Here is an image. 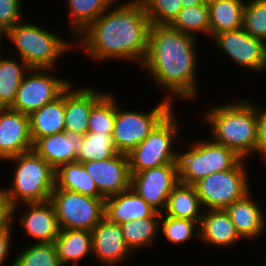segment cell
<instances>
[{
	"label": "cell",
	"mask_w": 266,
	"mask_h": 266,
	"mask_svg": "<svg viewBox=\"0 0 266 266\" xmlns=\"http://www.w3.org/2000/svg\"><path fill=\"white\" fill-rule=\"evenodd\" d=\"M151 26L140 0L116 2L75 38V46L96 62L128 60L141 66Z\"/></svg>",
	"instance_id": "cell-1"
},
{
	"label": "cell",
	"mask_w": 266,
	"mask_h": 266,
	"mask_svg": "<svg viewBox=\"0 0 266 266\" xmlns=\"http://www.w3.org/2000/svg\"><path fill=\"white\" fill-rule=\"evenodd\" d=\"M196 38L171 25L151 26L148 50L141 67L159 89L170 93L165 94V99L172 103L173 97L187 102L196 100L200 92L196 79Z\"/></svg>",
	"instance_id": "cell-2"
},
{
	"label": "cell",
	"mask_w": 266,
	"mask_h": 266,
	"mask_svg": "<svg viewBox=\"0 0 266 266\" xmlns=\"http://www.w3.org/2000/svg\"><path fill=\"white\" fill-rule=\"evenodd\" d=\"M256 105V106H255ZM203 120L210 126L211 139L247 160L256 153L258 114L257 104L237 100L211 106Z\"/></svg>",
	"instance_id": "cell-3"
},
{
	"label": "cell",
	"mask_w": 266,
	"mask_h": 266,
	"mask_svg": "<svg viewBox=\"0 0 266 266\" xmlns=\"http://www.w3.org/2000/svg\"><path fill=\"white\" fill-rule=\"evenodd\" d=\"M5 161L15 163L12 181L8 188L3 187L13 221L23 203L50 200L55 188V170L33 149Z\"/></svg>",
	"instance_id": "cell-4"
},
{
	"label": "cell",
	"mask_w": 266,
	"mask_h": 266,
	"mask_svg": "<svg viewBox=\"0 0 266 266\" xmlns=\"http://www.w3.org/2000/svg\"><path fill=\"white\" fill-rule=\"evenodd\" d=\"M4 36L12 42L18 57L31 68L55 69L59 58L63 59L67 51L76 48L75 42L69 43L55 31L46 30L36 23H17Z\"/></svg>",
	"instance_id": "cell-5"
},
{
	"label": "cell",
	"mask_w": 266,
	"mask_h": 266,
	"mask_svg": "<svg viewBox=\"0 0 266 266\" xmlns=\"http://www.w3.org/2000/svg\"><path fill=\"white\" fill-rule=\"evenodd\" d=\"M208 138L189 141L187 150L176 151L174 164L179 183L194 185L208 175L234 168L242 160L231 149Z\"/></svg>",
	"instance_id": "cell-6"
},
{
	"label": "cell",
	"mask_w": 266,
	"mask_h": 266,
	"mask_svg": "<svg viewBox=\"0 0 266 266\" xmlns=\"http://www.w3.org/2000/svg\"><path fill=\"white\" fill-rule=\"evenodd\" d=\"M173 111L137 147L127 154L131 173L174 164L176 150L173 145H177L180 125L176 119L178 117Z\"/></svg>",
	"instance_id": "cell-7"
},
{
	"label": "cell",
	"mask_w": 266,
	"mask_h": 266,
	"mask_svg": "<svg viewBox=\"0 0 266 266\" xmlns=\"http://www.w3.org/2000/svg\"><path fill=\"white\" fill-rule=\"evenodd\" d=\"M246 160L234 168L206 176L193 186L204 210L226 209L251 192Z\"/></svg>",
	"instance_id": "cell-8"
},
{
	"label": "cell",
	"mask_w": 266,
	"mask_h": 266,
	"mask_svg": "<svg viewBox=\"0 0 266 266\" xmlns=\"http://www.w3.org/2000/svg\"><path fill=\"white\" fill-rule=\"evenodd\" d=\"M117 103L116 98V117L113 131L114 145L119 153L129 154L137 147L154 128L174 110L172 102L164 97L149 112L136 110H123Z\"/></svg>",
	"instance_id": "cell-9"
},
{
	"label": "cell",
	"mask_w": 266,
	"mask_h": 266,
	"mask_svg": "<svg viewBox=\"0 0 266 266\" xmlns=\"http://www.w3.org/2000/svg\"><path fill=\"white\" fill-rule=\"evenodd\" d=\"M61 230L92 229L105 217V198L54 188L50 196Z\"/></svg>",
	"instance_id": "cell-10"
},
{
	"label": "cell",
	"mask_w": 266,
	"mask_h": 266,
	"mask_svg": "<svg viewBox=\"0 0 266 266\" xmlns=\"http://www.w3.org/2000/svg\"><path fill=\"white\" fill-rule=\"evenodd\" d=\"M52 71L55 72V69L31 68L20 83L16 99L10 108L29 116L58 98L72 82L54 76Z\"/></svg>",
	"instance_id": "cell-11"
},
{
	"label": "cell",
	"mask_w": 266,
	"mask_h": 266,
	"mask_svg": "<svg viewBox=\"0 0 266 266\" xmlns=\"http://www.w3.org/2000/svg\"><path fill=\"white\" fill-rule=\"evenodd\" d=\"M211 40H214L215 48L244 70L266 72V42L251 36L243 28L218 33Z\"/></svg>",
	"instance_id": "cell-12"
},
{
	"label": "cell",
	"mask_w": 266,
	"mask_h": 266,
	"mask_svg": "<svg viewBox=\"0 0 266 266\" xmlns=\"http://www.w3.org/2000/svg\"><path fill=\"white\" fill-rule=\"evenodd\" d=\"M178 183L175 164L131 173V188L159 213L164 211L167 199Z\"/></svg>",
	"instance_id": "cell-13"
},
{
	"label": "cell",
	"mask_w": 266,
	"mask_h": 266,
	"mask_svg": "<svg viewBox=\"0 0 266 266\" xmlns=\"http://www.w3.org/2000/svg\"><path fill=\"white\" fill-rule=\"evenodd\" d=\"M82 164L104 198L131 188V172L126 154L118 153L110 159H94Z\"/></svg>",
	"instance_id": "cell-14"
},
{
	"label": "cell",
	"mask_w": 266,
	"mask_h": 266,
	"mask_svg": "<svg viewBox=\"0 0 266 266\" xmlns=\"http://www.w3.org/2000/svg\"><path fill=\"white\" fill-rule=\"evenodd\" d=\"M91 235L92 257L102 266H119L134 254L125 244L121 225L106 217L92 229Z\"/></svg>",
	"instance_id": "cell-15"
},
{
	"label": "cell",
	"mask_w": 266,
	"mask_h": 266,
	"mask_svg": "<svg viewBox=\"0 0 266 266\" xmlns=\"http://www.w3.org/2000/svg\"><path fill=\"white\" fill-rule=\"evenodd\" d=\"M32 149L29 116L10 107L0 108V161Z\"/></svg>",
	"instance_id": "cell-16"
},
{
	"label": "cell",
	"mask_w": 266,
	"mask_h": 266,
	"mask_svg": "<svg viewBox=\"0 0 266 266\" xmlns=\"http://www.w3.org/2000/svg\"><path fill=\"white\" fill-rule=\"evenodd\" d=\"M23 206L27 209L19 214V223L26 237L34 243H54L61 228L51 201L23 203Z\"/></svg>",
	"instance_id": "cell-17"
},
{
	"label": "cell",
	"mask_w": 266,
	"mask_h": 266,
	"mask_svg": "<svg viewBox=\"0 0 266 266\" xmlns=\"http://www.w3.org/2000/svg\"><path fill=\"white\" fill-rule=\"evenodd\" d=\"M73 83L65 90V131L85 135L88 131L89 117L92 107L106 94L90 88H74ZM98 90V91H97Z\"/></svg>",
	"instance_id": "cell-18"
},
{
	"label": "cell",
	"mask_w": 266,
	"mask_h": 266,
	"mask_svg": "<svg viewBox=\"0 0 266 266\" xmlns=\"http://www.w3.org/2000/svg\"><path fill=\"white\" fill-rule=\"evenodd\" d=\"M81 142L80 134L64 131L37 139L33 150L56 170L63 164L76 161Z\"/></svg>",
	"instance_id": "cell-19"
},
{
	"label": "cell",
	"mask_w": 266,
	"mask_h": 266,
	"mask_svg": "<svg viewBox=\"0 0 266 266\" xmlns=\"http://www.w3.org/2000/svg\"><path fill=\"white\" fill-rule=\"evenodd\" d=\"M252 195L248 193L225 209L240 237L248 241L262 237L266 231V213Z\"/></svg>",
	"instance_id": "cell-20"
},
{
	"label": "cell",
	"mask_w": 266,
	"mask_h": 266,
	"mask_svg": "<svg viewBox=\"0 0 266 266\" xmlns=\"http://www.w3.org/2000/svg\"><path fill=\"white\" fill-rule=\"evenodd\" d=\"M199 241L209 246L232 247L241 242L235 225L225 209L204 210L199 222ZM238 241V242H237Z\"/></svg>",
	"instance_id": "cell-21"
},
{
	"label": "cell",
	"mask_w": 266,
	"mask_h": 266,
	"mask_svg": "<svg viewBox=\"0 0 266 266\" xmlns=\"http://www.w3.org/2000/svg\"><path fill=\"white\" fill-rule=\"evenodd\" d=\"M105 217L117 224L147 217H161L132 188L105 198Z\"/></svg>",
	"instance_id": "cell-22"
},
{
	"label": "cell",
	"mask_w": 266,
	"mask_h": 266,
	"mask_svg": "<svg viewBox=\"0 0 266 266\" xmlns=\"http://www.w3.org/2000/svg\"><path fill=\"white\" fill-rule=\"evenodd\" d=\"M65 91L55 100L29 115L33 143L49 135L65 131Z\"/></svg>",
	"instance_id": "cell-23"
},
{
	"label": "cell",
	"mask_w": 266,
	"mask_h": 266,
	"mask_svg": "<svg viewBox=\"0 0 266 266\" xmlns=\"http://www.w3.org/2000/svg\"><path fill=\"white\" fill-rule=\"evenodd\" d=\"M62 266H77L78 262L93 255L91 231L83 229L61 230L54 241Z\"/></svg>",
	"instance_id": "cell-24"
},
{
	"label": "cell",
	"mask_w": 266,
	"mask_h": 266,
	"mask_svg": "<svg viewBox=\"0 0 266 266\" xmlns=\"http://www.w3.org/2000/svg\"><path fill=\"white\" fill-rule=\"evenodd\" d=\"M245 0H213L208 3L210 38L225 31L243 28Z\"/></svg>",
	"instance_id": "cell-25"
},
{
	"label": "cell",
	"mask_w": 266,
	"mask_h": 266,
	"mask_svg": "<svg viewBox=\"0 0 266 266\" xmlns=\"http://www.w3.org/2000/svg\"><path fill=\"white\" fill-rule=\"evenodd\" d=\"M202 211V213H201ZM165 215L200 222L203 208L193 185L178 183L167 199Z\"/></svg>",
	"instance_id": "cell-26"
},
{
	"label": "cell",
	"mask_w": 266,
	"mask_h": 266,
	"mask_svg": "<svg viewBox=\"0 0 266 266\" xmlns=\"http://www.w3.org/2000/svg\"><path fill=\"white\" fill-rule=\"evenodd\" d=\"M55 188L104 198L83 164L78 161L63 164L55 170Z\"/></svg>",
	"instance_id": "cell-27"
},
{
	"label": "cell",
	"mask_w": 266,
	"mask_h": 266,
	"mask_svg": "<svg viewBox=\"0 0 266 266\" xmlns=\"http://www.w3.org/2000/svg\"><path fill=\"white\" fill-rule=\"evenodd\" d=\"M0 55V108L11 107L20 83L31 67L21 58L11 59Z\"/></svg>",
	"instance_id": "cell-28"
},
{
	"label": "cell",
	"mask_w": 266,
	"mask_h": 266,
	"mask_svg": "<svg viewBox=\"0 0 266 266\" xmlns=\"http://www.w3.org/2000/svg\"><path fill=\"white\" fill-rule=\"evenodd\" d=\"M116 2L119 0H67L71 37H77Z\"/></svg>",
	"instance_id": "cell-29"
},
{
	"label": "cell",
	"mask_w": 266,
	"mask_h": 266,
	"mask_svg": "<svg viewBox=\"0 0 266 266\" xmlns=\"http://www.w3.org/2000/svg\"><path fill=\"white\" fill-rule=\"evenodd\" d=\"M159 228L160 217L134 219L121 224L125 244L132 253L137 249L151 248L155 240H159Z\"/></svg>",
	"instance_id": "cell-30"
},
{
	"label": "cell",
	"mask_w": 266,
	"mask_h": 266,
	"mask_svg": "<svg viewBox=\"0 0 266 266\" xmlns=\"http://www.w3.org/2000/svg\"><path fill=\"white\" fill-rule=\"evenodd\" d=\"M117 151L112 134L87 132L82 136L76 161L84 163L94 159L105 160L114 157Z\"/></svg>",
	"instance_id": "cell-31"
},
{
	"label": "cell",
	"mask_w": 266,
	"mask_h": 266,
	"mask_svg": "<svg viewBox=\"0 0 266 266\" xmlns=\"http://www.w3.org/2000/svg\"><path fill=\"white\" fill-rule=\"evenodd\" d=\"M171 26L184 34L196 37L206 35L210 38V16L207 3H201L194 7L182 8Z\"/></svg>",
	"instance_id": "cell-32"
},
{
	"label": "cell",
	"mask_w": 266,
	"mask_h": 266,
	"mask_svg": "<svg viewBox=\"0 0 266 266\" xmlns=\"http://www.w3.org/2000/svg\"><path fill=\"white\" fill-rule=\"evenodd\" d=\"M159 232L174 245H183L191 239H199V223L183 218H174L161 213Z\"/></svg>",
	"instance_id": "cell-33"
},
{
	"label": "cell",
	"mask_w": 266,
	"mask_h": 266,
	"mask_svg": "<svg viewBox=\"0 0 266 266\" xmlns=\"http://www.w3.org/2000/svg\"><path fill=\"white\" fill-rule=\"evenodd\" d=\"M115 117L116 97L111 92H107L92 107L87 132L113 134Z\"/></svg>",
	"instance_id": "cell-34"
},
{
	"label": "cell",
	"mask_w": 266,
	"mask_h": 266,
	"mask_svg": "<svg viewBox=\"0 0 266 266\" xmlns=\"http://www.w3.org/2000/svg\"><path fill=\"white\" fill-rule=\"evenodd\" d=\"M17 254L11 266H62L54 243H32Z\"/></svg>",
	"instance_id": "cell-35"
},
{
	"label": "cell",
	"mask_w": 266,
	"mask_h": 266,
	"mask_svg": "<svg viewBox=\"0 0 266 266\" xmlns=\"http://www.w3.org/2000/svg\"><path fill=\"white\" fill-rule=\"evenodd\" d=\"M243 29L266 42V0H248L245 3Z\"/></svg>",
	"instance_id": "cell-36"
},
{
	"label": "cell",
	"mask_w": 266,
	"mask_h": 266,
	"mask_svg": "<svg viewBox=\"0 0 266 266\" xmlns=\"http://www.w3.org/2000/svg\"><path fill=\"white\" fill-rule=\"evenodd\" d=\"M152 25H171L183 8L181 0H140Z\"/></svg>",
	"instance_id": "cell-37"
},
{
	"label": "cell",
	"mask_w": 266,
	"mask_h": 266,
	"mask_svg": "<svg viewBox=\"0 0 266 266\" xmlns=\"http://www.w3.org/2000/svg\"><path fill=\"white\" fill-rule=\"evenodd\" d=\"M23 3V0H0V31L3 34L23 21Z\"/></svg>",
	"instance_id": "cell-38"
},
{
	"label": "cell",
	"mask_w": 266,
	"mask_h": 266,
	"mask_svg": "<svg viewBox=\"0 0 266 266\" xmlns=\"http://www.w3.org/2000/svg\"><path fill=\"white\" fill-rule=\"evenodd\" d=\"M258 114V132L256 154L260 155L262 159L266 160V108L257 105Z\"/></svg>",
	"instance_id": "cell-39"
},
{
	"label": "cell",
	"mask_w": 266,
	"mask_h": 266,
	"mask_svg": "<svg viewBox=\"0 0 266 266\" xmlns=\"http://www.w3.org/2000/svg\"><path fill=\"white\" fill-rule=\"evenodd\" d=\"M15 221H12L5 229L0 230V266H3L8 258H10L9 254L11 252L10 248H12V235ZM7 259V260H6Z\"/></svg>",
	"instance_id": "cell-40"
},
{
	"label": "cell",
	"mask_w": 266,
	"mask_h": 266,
	"mask_svg": "<svg viewBox=\"0 0 266 266\" xmlns=\"http://www.w3.org/2000/svg\"><path fill=\"white\" fill-rule=\"evenodd\" d=\"M11 222V207L6 201L3 188L0 187V230L5 229Z\"/></svg>",
	"instance_id": "cell-41"
},
{
	"label": "cell",
	"mask_w": 266,
	"mask_h": 266,
	"mask_svg": "<svg viewBox=\"0 0 266 266\" xmlns=\"http://www.w3.org/2000/svg\"><path fill=\"white\" fill-rule=\"evenodd\" d=\"M201 0H181V4L183 8H188V7H194L196 5L201 4Z\"/></svg>",
	"instance_id": "cell-42"
},
{
	"label": "cell",
	"mask_w": 266,
	"mask_h": 266,
	"mask_svg": "<svg viewBox=\"0 0 266 266\" xmlns=\"http://www.w3.org/2000/svg\"><path fill=\"white\" fill-rule=\"evenodd\" d=\"M4 37V34L0 31V54H1V45H2V38Z\"/></svg>",
	"instance_id": "cell-43"
},
{
	"label": "cell",
	"mask_w": 266,
	"mask_h": 266,
	"mask_svg": "<svg viewBox=\"0 0 266 266\" xmlns=\"http://www.w3.org/2000/svg\"><path fill=\"white\" fill-rule=\"evenodd\" d=\"M211 1H213V0H201V2H203V3H210Z\"/></svg>",
	"instance_id": "cell-44"
}]
</instances>
